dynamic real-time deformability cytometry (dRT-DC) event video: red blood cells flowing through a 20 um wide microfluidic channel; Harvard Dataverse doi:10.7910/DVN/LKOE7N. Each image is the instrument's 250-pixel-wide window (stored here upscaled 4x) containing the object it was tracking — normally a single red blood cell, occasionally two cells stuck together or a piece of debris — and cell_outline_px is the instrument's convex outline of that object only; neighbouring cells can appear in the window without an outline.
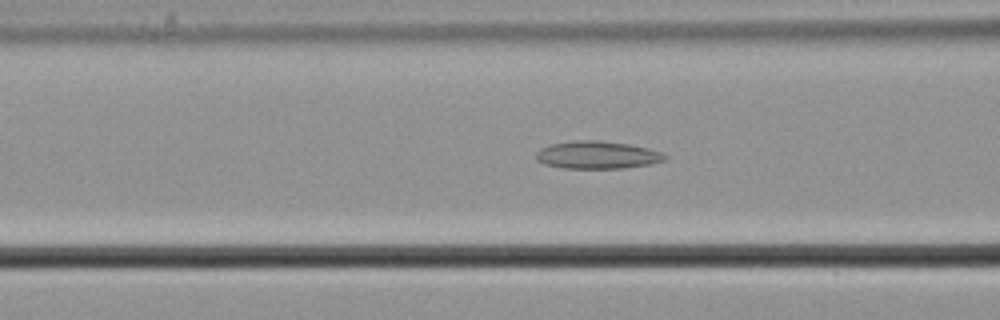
{"species": "common noctule bat (a hibernating species)", "species_latin": "Nyctalus noctula", "temperature_condition": "cold", "stored_images_in_passage": 56, "camera_frame_rate_fps": 3000, "um_per_image_px": 0.085, "animal": {"sex": "male", "body_mass_g": 21.5, "forearm_length_mm": 52.0}, "frame": {"image": 1, "passage_image": 22, "time_ms": 7.0, "image_size_px": [1000, 320], "cell_outline_px": [[668, 156], [664, 160], [648, 164], [624, 168], [564, 168], [544, 164], [536, 160], [536, 152], [540, 148], [552, 144], [576, 140], [600, 140], [628, 144], [648, 148], [660, 152]], "centroid_in_image_um": [50.74, 13.17], "position_along_channel_um": 115.9, "area_um2": 20.63}}
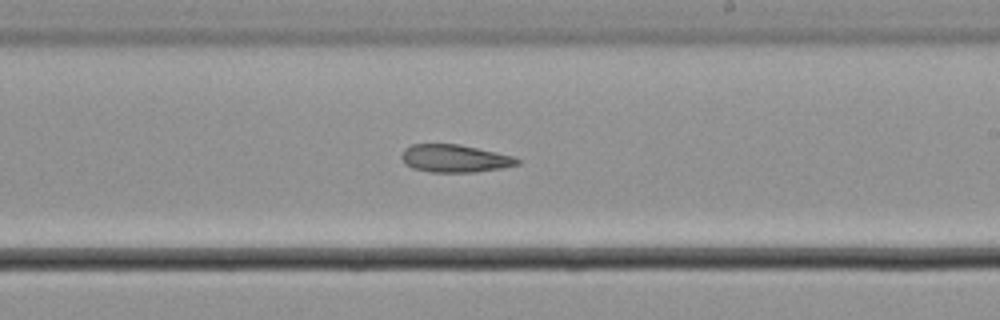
{"frame": {"image": 2, "passage_image": 33, "time_ms": 10.667, "image_size_px": [1000, 320], "cell_outline_px": [[520, 164], [504, 168], [476, 172], [428, 172], [412, 168], [404, 164], [400, 156], [404, 148], [412, 144], [456, 144], [496, 152], [512, 156], [520, 160]], "centroid_in_image_um": [38.62, 13.48], "position_along_channel_um": 250.4, "area_um2": 18.79}}
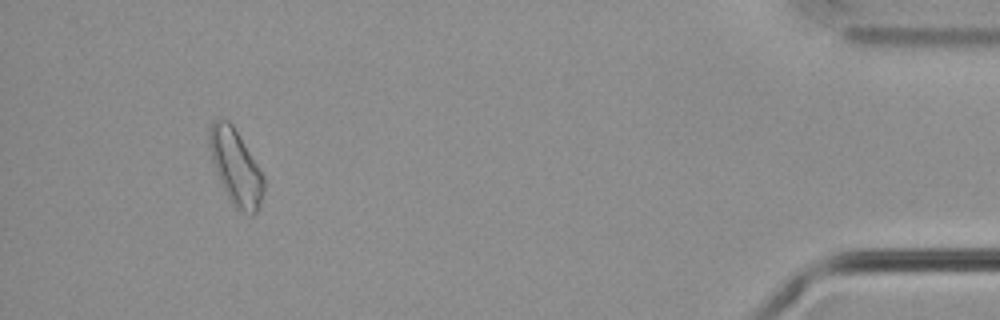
{"frame": {"image": 3, "passage_image": 52, "time_ms": 17.0, "image_size_px": [1000, 320], "cell_outline_px": [[264, 192], [260, 204], [256, 212], [252, 216], [248, 216], [236, 208], [232, 204], [220, 180], [212, 160], [208, 144], [208, 128], [212, 120], [228, 120], [232, 124], [264, 176]], "centroid_in_image_um": [20.03, 14.22], "position_along_channel_um": 415.2, "area_um2": 23.7}}